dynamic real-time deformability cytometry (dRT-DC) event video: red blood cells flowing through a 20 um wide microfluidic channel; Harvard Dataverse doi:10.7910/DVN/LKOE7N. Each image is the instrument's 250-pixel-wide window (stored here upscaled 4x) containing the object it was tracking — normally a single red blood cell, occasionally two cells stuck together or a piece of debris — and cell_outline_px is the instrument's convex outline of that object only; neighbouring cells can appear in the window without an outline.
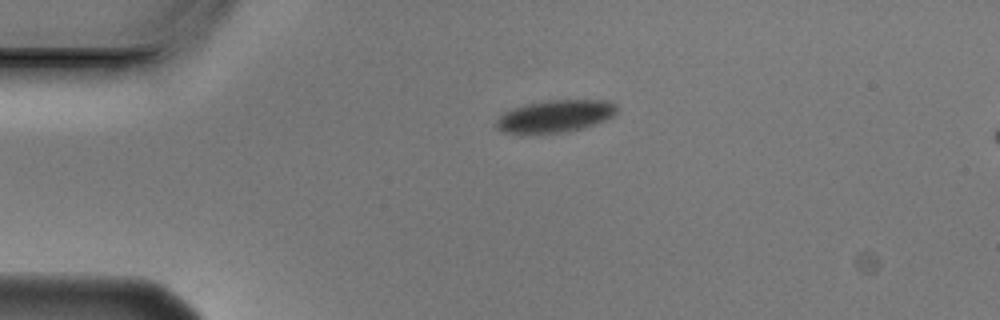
{"species": "Egyptian fruit bat (a non-hibernating species)", "species_latin": "Rousettus aegyptiacus", "temperature_condition": "cold", "stored_images_in_passage": 2, "camera_frame_rate_fps": 3000, "um_per_image_px": 0.085, "animal": {"sex": "male"}, "frame": {"image": 1, "passage_image": 1, "time_ms": 0.0, "image_size_px": [1000, 320], "cell_outline_px": [[616, 112], [612, 116], [604, 120], [584, 128], [564, 132], [520, 136], [504, 132], [496, 128], [496, 120], [504, 112], [512, 108], [528, 104], [548, 100], [608, 100], [616, 104]], "centroid_in_image_um": [47.13, 9.91], "position_along_channel_um": 37.9, "area_um2": 23.12}}